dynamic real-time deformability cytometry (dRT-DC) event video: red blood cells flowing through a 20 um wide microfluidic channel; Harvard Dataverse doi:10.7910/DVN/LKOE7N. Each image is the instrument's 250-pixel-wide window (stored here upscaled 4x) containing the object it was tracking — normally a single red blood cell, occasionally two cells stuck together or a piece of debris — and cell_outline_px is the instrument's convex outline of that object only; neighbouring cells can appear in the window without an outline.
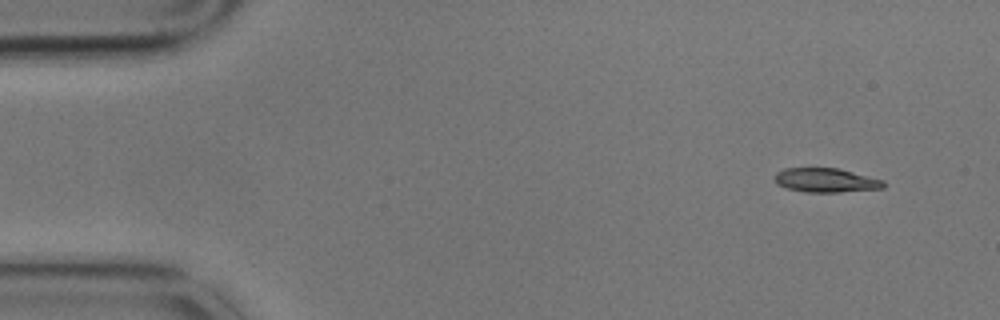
{"species": "common noctule bat (a hibernating species)", "species_latin": "Nyctalus noctula", "temperature_condition": "cold", "stored_images_in_passage": 4, "camera_frame_rate_fps": 3000, "um_per_image_px": 0.085, "animal": {"sex": "male", "body_mass_g": 17.9}, "frame": {"image": 1, "passage_image": 1, "time_ms": 0.0, "image_size_px": [1000, 320], "cell_outline_px": [[884, 188], [840, 192], [804, 192], [788, 188], [776, 184], [776, 172], [784, 168], [840, 168], [884, 180]], "centroid_in_image_um": [70.22, 15.31], "position_along_channel_um": 14.8, "area_um2": 15.32}}
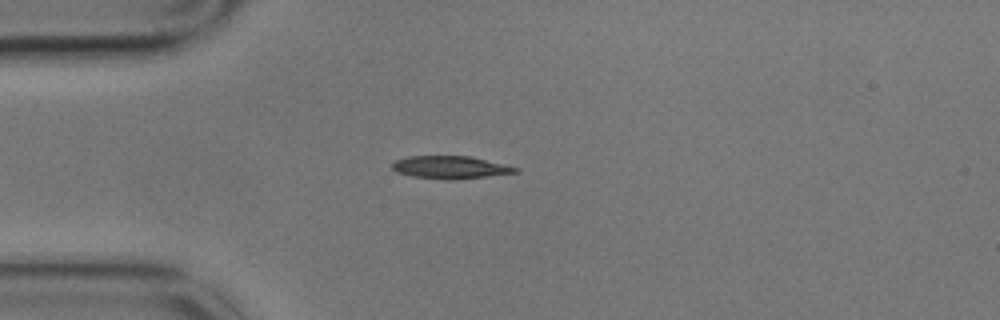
{"frame": {"image": 2, "passage_image": 4, "time_ms": 1.0, "image_size_px": [1000, 320], "cell_outline_px": [[520, 172], [488, 176], [452, 180], [448, 180], [412, 176], [396, 172], [392, 168], [392, 164], [396, 160], [408, 156], [472, 156], [520, 168]], "centroid_in_image_um": [38.31, 14.22], "position_along_channel_um": 46.7, "area_um2": 16.36}}